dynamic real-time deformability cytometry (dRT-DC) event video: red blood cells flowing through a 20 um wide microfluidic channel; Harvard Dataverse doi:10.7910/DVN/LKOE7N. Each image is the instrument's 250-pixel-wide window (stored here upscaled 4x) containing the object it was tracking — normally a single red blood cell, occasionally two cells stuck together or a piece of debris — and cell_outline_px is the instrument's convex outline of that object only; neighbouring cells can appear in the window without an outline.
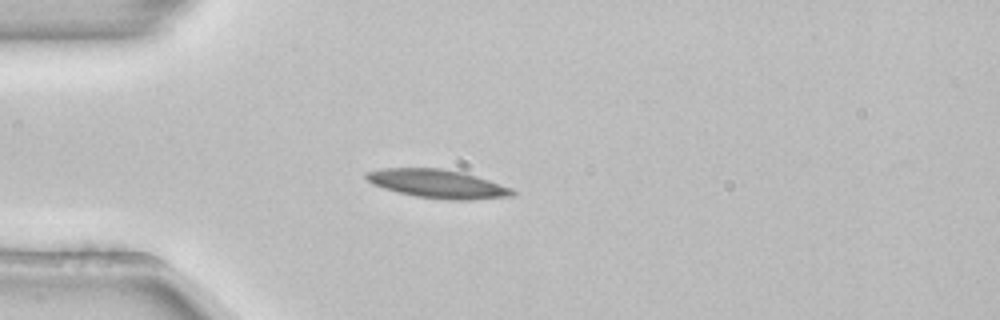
{"species": "common noctule bat (a hibernating species)", "species_latin": "Nyctalus noctula", "temperature_condition": "room temperature", "stored_images_in_passage": 40, "camera_frame_rate_fps": 3000, "um_per_image_px": 0.085, "animal": {"sex": "female", "body_mass_g": 22.7, "forearm_length_mm": 54.2}, "frame": {"image": 1, "passage_image": 1, "time_ms": 0.0, "image_size_px": [1000, 320], "cell_outline_px": [[516, 192], [512, 196], [468, 200], [452, 200], [416, 196], [384, 188], [372, 184], [364, 176], [364, 172], [384, 168], [444, 168], [464, 172], [512, 188]], "centroid_in_image_um": [37.19, 15.61], "position_along_channel_um": 47.8, "area_um2": 24.22}}
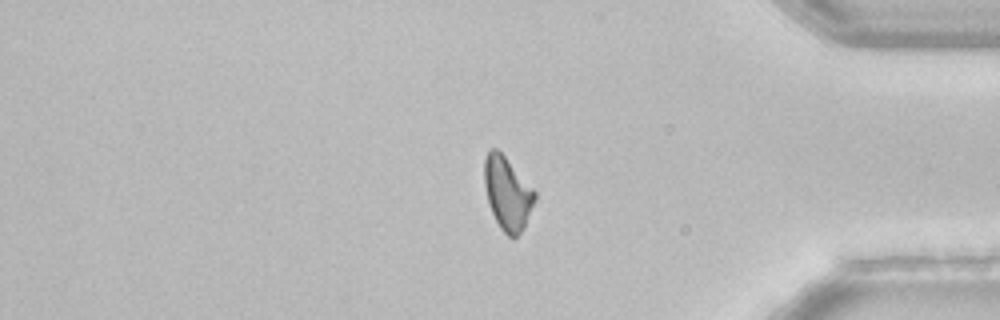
{"frame": {"image": 2, "passage_image": 31, "time_ms": 10.0, "image_size_px": [1000, 320], "cell_outline_px": [[536, 196], [524, 228], [512, 240], [500, 228], [492, 212], [488, 200], [484, 184], [484, 156], [488, 148], [496, 148], [504, 156], [536, 192]], "centroid_in_image_um": [43.11, 16.42], "position_along_channel_um": 392.1, "area_um2": 21.21}}
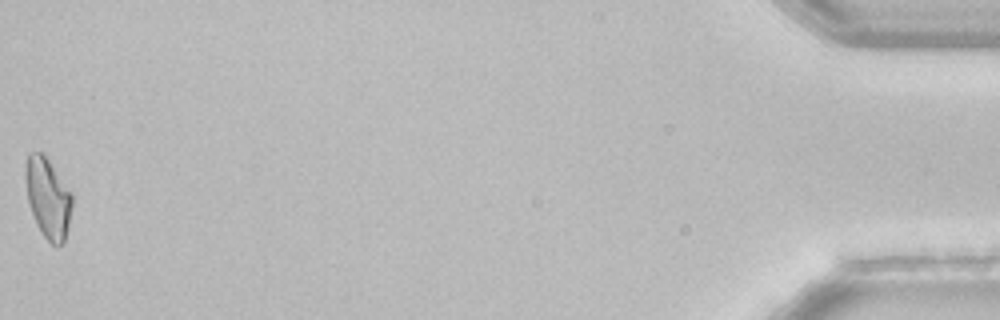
{"frame": {"image": 3, "passage_image": 40, "time_ms": 13.0, "image_size_px": [1000, 320], "cell_outline_px": [[72, 208], [64, 244], [56, 248], [44, 236], [36, 224], [28, 200], [24, 176], [24, 164], [28, 152], [40, 152], [48, 160], [72, 192]], "centroid_in_image_um": [4.07, 16.83], "position_along_channel_um": 431.1, "area_um2": 21.96}}